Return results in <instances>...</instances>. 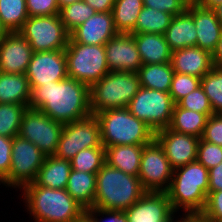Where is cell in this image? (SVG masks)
<instances>
[{
  "instance_id": "cell-35",
  "label": "cell",
  "mask_w": 222,
  "mask_h": 222,
  "mask_svg": "<svg viewBox=\"0 0 222 222\" xmlns=\"http://www.w3.org/2000/svg\"><path fill=\"white\" fill-rule=\"evenodd\" d=\"M201 87L214 113H222V67H213L201 78Z\"/></svg>"
},
{
  "instance_id": "cell-28",
  "label": "cell",
  "mask_w": 222,
  "mask_h": 222,
  "mask_svg": "<svg viewBox=\"0 0 222 222\" xmlns=\"http://www.w3.org/2000/svg\"><path fill=\"white\" fill-rule=\"evenodd\" d=\"M207 119L208 117L204 113L184 109L175 104L168 128L179 133L201 138Z\"/></svg>"
},
{
  "instance_id": "cell-17",
  "label": "cell",
  "mask_w": 222,
  "mask_h": 222,
  "mask_svg": "<svg viewBox=\"0 0 222 222\" xmlns=\"http://www.w3.org/2000/svg\"><path fill=\"white\" fill-rule=\"evenodd\" d=\"M104 46L109 71L137 72L143 65L135 39L130 33H118Z\"/></svg>"
},
{
  "instance_id": "cell-14",
  "label": "cell",
  "mask_w": 222,
  "mask_h": 222,
  "mask_svg": "<svg viewBox=\"0 0 222 222\" xmlns=\"http://www.w3.org/2000/svg\"><path fill=\"white\" fill-rule=\"evenodd\" d=\"M25 74L30 87L67 78V60L64 50L33 52Z\"/></svg>"
},
{
  "instance_id": "cell-5",
  "label": "cell",
  "mask_w": 222,
  "mask_h": 222,
  "mask_svg": "<svg viewBox=\"0 0 222 222\" xmlns=\"http://www.w3.org/2000/svg\"><path fill=\"white\" fill-rule=\"evenodd\" d=\"M101 143L106 148L117 145H147L155 139L154 131L132 115L128 108L109 109L95 114Z\"/></svg>"
},
{
  "instance_id": "cell-47",
  "label": "cell",
  "mask_w": 222,
  "mask_h": 222,
  "mask_svg": "<svg viewBox=\"0 0 222 222\" xmlns=\"http://www.w3.org/2000/svg\"><path fill=\"white\" fill-rule=\"evenodd\" d=\"M96 12H112L115 0H83Z\"/></svg>"
},
{
  "instance_id": "cell-39",
  "label": "cell",
  "mask_w": 222,
  "mask_h": 222,
  "mask_svg": "<svg viewBox=\"0 0 222 222\" xmlns=\"http://www.w3.org/2000/svg\"><path fill=\"white\" fill-rule=\"evenodd\" d=\"M208 170L222 162V147L200 138L197 148V159Z\"/></svg>"
},
{
  "instance_id": "cell-15",
  "label": "cell",
  "mask_w": 222,
  "mask_h": 222,
  "mask_svg": "<svg viewBox=\"0 0 222 222\" xmlns=\"http://www.w3.org/2000/svg\"><path fill=\"white\" fill-rule=\"evenodd\" d=\"M155 140L163 148L173 169L185 166L197 159L200 138L165 128L155 133Z\"/></svg>"
},
{
  "instance_id": "cell-12",
  "label": "cell",
  "mask_w": 222,
  "mask_h": 222,
  "mask_svg": "<svg viewBox=\"0 0 222 222\" xmlns=\"http://www.w3.org/2000/svg\"><path fill=\"white\" fill-rule=\"evenodd\" d=\"M104 147L101 143L100 126L95 115L64 124L56 157L71 160L86 148Z\"/></svg>"
},
{
  "instance_id": "cell-42",
  "label": "cell",
  "mask_w": 222,
  "mask_h": 222,
  "mask_svg": "<svg viewBox=\"0 0 222 222\" xmlns=\"http://www.w3.org/2000/svg\"><path fill=\"white\" fill-rule=\"evenodd\" d=\"M26 7L29 17L59 14L57 0H26Z\"/></svg>"
},
{
  "instance_id": "cell-24",
  "label": "cell",
  "mask_w": 222,
  "mask_h": 222,
  "mask_svg": "<svg viewBox=\"0 0 222 222\" xmlns=\"http://www.w3.org/2000/svg\"><path fill=\"white\" fill-rule=\"evenodd\" d=\"M144 145H117L105 148L106 163L122 172L138 176Z\"/></svg>"
},
{
  "instance_id": "cell-9",
  "label": "cell",
  "mask_w": 222,
  "mask_h": 222,
  "mask_svg": "<svg viewBox=\"0 0 222 222\" xmlns=\"http://www.w3.org/2000/svg\"><path fill=\"white\" fill-rule=\"evenodd\" d=\"M11 167L8 176L0 183L21 190L34 182L46 156L29 140L16 136L12 138Z\"/></svg>"
},
{
  "instance_id": "cell-50",
  "label": "cell",
  "mask_w": 222,
  "mask_h": 222,
  "mask_svg": "<svg viewBox=\"0 0 222 222\" xmlns=\"http://www.w3.org/2000/svg\"><path fill=\"white\" fill-rule=\"evenodd\" d=\"M195 3L201 7L213 9L221 4L222 0H197Z\"/></svg>"
},
{
  "instance_id": "cell-43",
  "label": "cell",
  "mask_w": 222,
  "mask_h": 222,
  "mask_svg": "<svg viewBox=\"0 0 222 222\" xmlns=\"http://www.w3.org/2000/svg\"><path fill=\"white\" fill-rule=\"evenodd\" d=\"M188 4L187 0H143V6L167 12L173 16L184 12Z\"/></svg>"
},
{
  "instance_id": "cell-20",
  "label": "cell",
  "mask_w": 222,
  "mask_h": 222,
  "mask_svg": "<svg viewBox=\"0 0 222 222\" xmlns=\"http://www.w3.org/2000/svg\"><path fill=\"white\" fill-rule=\"evenodd\" d=\"M186 10L192 15L195 23L196 46L212 54L222 34V23L213 9L201 7L196 3H189Z\"/></svg>"
},
{
  "instance_id": "cell-53",
  "label": "cell",
  "mask_w": 222,
  "mask_h": 222,
  "mask_svg": "<svg viewBox=\"0 0 222 222\" xmlns=\"http://www.w3.org/2000/svg\"><path fill=\"white\" fill-rule=\"evenodd\" d=\"M213 10L219 21L222 23V3L213 8Z\"/></svg>"
},
{
  "instance_id": "cell-29",
  "label": "cell",
  "mask_w": 222,
  "mask_h": 222,
  "mask_svg": "<svg viewBox=\"0 0 222 222\" xmlns=\"http://www.w3.org/2000/svg\"><path fill=\"white\" fill-rule=\"evenodd\" d=\"M141 87L169 93L174 70L171 62L145 64L137 71Z\"/></svg>"
},
{
  "instance_id": "cell-18",
  "label": "cell",
  "mask_w": 222,
  "mask_h": 222,
  "mask_svg": "<svg viewBox=\"0 0 222 222\" xmlns=\"http://www.w3.org/2000/svg\"><path fill=\"white\" fill-rule=\"evenodd\" d=\"M33 50L29 42L19 33H9L0 42V72L25 74Z\"/></svg>"
},
{
  "instance_id": "cell-46",
  "label": "cell",
  "mask_w": 222,
  "mask_h": 222,
  "mask_svg": "<svg viewBox=\"0 0 222 222\" xmlns=\"http://www.w3.org/2000/svg\"><path fill=\"white\" fill-rule=\"evenodd\" d=\"M222 190V162L216 167L209 169V187L208 191Z\"/></svg>"
},
{
  "instance_id": "cell-13",
  "label": "cell",
  "mask_w": 222,
  "mask_h": 222,
  "mask_svg": "<svg viewBox=\"0 0 222 222\" xmlns=\"http://www.w3.org/2000/svg\"><path fill=\"white\" fill-rule=\"evenodd\" d=\"M173 171L163 148L155 139L143 146L138 177L146 191L166 192L170 188Z\"/></svg>"
},
{
  "instance_id": "cell-48",
  "label": "cell",
  "mask_w": 222,
  "mask_h": 222,
  "mask_svg": "<svg viewBox=\"0 0 222 222\" xmlns=\"http://www.w3.org/2000/svg\"><path fill=\"white\" fill-rule=\"evenodd\" d=\"M181 216L180 218H177L176 216L173 215L169 222H205L201 213H184L183 212V215ZM174 218L176 219L174 220Z\"/></svg>"
},
{
  "instance_id": "cell-6",
  "label": "cell",
  "mask_w": 222,
  "mask_h": 222,
  "mask_svg": "<svg viewBox=\"0 0 222 222\" xmlns=\"http://www.w3.org/2000/svg\"><path fill=\"white\" fill-rule=\"evenodd\" d=\"M140 87L137 72L110 71L90 87L92 115L109 109L126 108Z\"/></svg>"
},
{
  "instance_id": "cell-38",
  "label": "cell",
  "mask_w": 222,
  "mask_h": 222,
  "mask_svg": "<svg viewBox=\"0 0 222 222\" xmlns=\"http://www.w3.org/2000/svg\"><path fill=\"white\" fill-rule=\"evenodd\" d=\"M177 105L184 109L204 113L207 117L214 114L208 97L201 86L182 98Z\"/></svg>"
},
{
  "instance_id": "cell-30",
  "label": "cell",
  "mask_w": 222,
  "mask_h": 222,
  "mask_svg": "<svg viewBox=\"0 0 222 222\" xmlns=\"http://www.w3.org/2000/svg\"><path fill=\"white\" fill-rule=\"evenodd\" d=\"M143 0H115L112 14L118 33H131L143 8Z\"/></svg>"
},
{
  "instance_id": "cell-4",
  "label": "cell",
  "mask_w": 222,
  "mask_h": 222,
  "mask_svg": "<svg viewBox=\"0 0 222 222\" xmlns=\"http://www.w3.org/2000/svg\"><path fill=\"white\" fill-rule=\"evenodd\" d=\"M209 187V170L197 160L174 169L170 188L166 191L172 209L177 213H201Z\"/></svg>"
},
{
  "instance_id": "cell-31",
  "label": "cell",
  "mask_w": 222,
  "mask_h": 222,
  "mask_svg": "<svg viewBox=\"0 0 222 222\" xmlns=\"http://www.w3.org/2000/svg\"><path fill=\"white\" fill-rule=\"evenodd\" d=\"M174 16L149 7H143L135 29L130 34L154 33L164 35Z\"/></svg>"
},
{
  "instance_id": "cell-2",
  "label": "cell",
  "mask_w": 222,
  "mask_h": 222,
  "mask_svg": "<svg viewBox=\"0 0 222 222\" xmlns=\"http://www.w3.org/2000/svg\"><path fill=\"white\" fill-rule=\"evenodd\" d=\"M21 191L27 212L35 222H73L86 211L66 189H51L32 182Z\"/></svg>"
},
{
  "instance_id": "cell-22",
  "label": "cell",
  "mask_w": 222,
  "mask_h": 222,
  "mask_svg": "<svg viewBox=\"0 0 222 222\" xmlns=\"http://www.w3.org/2000/svg\"><path fill=\"white\" fill-rule=\"evenodd\" d=\"M197 31L192 15L185 10L175 15L164 33L171 51L194 47L197 42Z\"/></svg>"
},
{
  "instance_id": "cell-51",
  "label": "cell",
  "mask_w": 222,
  "mask_h": 222,
  "mask_svg": "<svg viewBox=\"0 0 222 222\" xmlns=\"http://www.w3.org/2000/svg\"><path fill=\"white\" fill-rule=\"evenodd\" d=\"M77 1H83V0H57L59 9L65 7V6L71 5Z\"/></svg>"
},
{
  "instance_id": "cell-21",
  "label": "cell",
  "mask_w": 222,
  "mask_h": 222,
  "mask_svg": "<svg viewBox=\"0 0 222 222\" xmlns=\"http://www.w3.org/2000/svg\"><path fill=\"white\" fill-rule=\"evenodd\" d=\"M174 72L202 78L213 67L212 54L200 47H186L172 51Z\"/></svg>"
},
{
  "instance_id": "cell-52",
  "label": "cell",
  "mask_w": 222,
  "mask_h": 222,
  "mask_svg": "<svg viewBox=\"0 0 222 222\" xmlns=\"http://www.w3.org/2000/svg\"><path fill=\"white\" fill-rule=\"evenodd\" d=\"M73 222H94V220L86 212H84L78 219Z\"/></svg>"
},
{
  "instance_id": "cell-49",
  "label": "cell",
  "mask_w": 222,
  "mask_h": 222,
  "mask_svg": "<svg viewBox=\"0 0 222 222\" xmlns=\"http://www.w3.org/2000/svg\"><path fill=\"white\" fill-rule=\"evenodd\" d=\"M212 62L215 67H222V34L212 53Z\"/></svg>"
},
{
  "instance_id": "cell-55",
  "label": "cell",
  "mask_w": 222,
  "mask_h": 222,
  "mask_svg": "<svg viewBox=\"0 0 222 222\" xmlns=\"http://www.w3.org/2000/svg\"><path fill=\"white\" fill-rule=\"evenodd\" d=\"M189 3H195L197 0H187Z\"/></svg>"
},
{
  "instance_id": "cell-8",
  "label": "cell",
  "mask_w": 222,
  "mask_h": 222,
  "mask_svg": "<svg viewBox=\"0 0 222 222\" xmlns=\"http://www.w3.org/2000/svg\"><path fill=\"white\" fill-rule=\"evenodd\" d=\"M175 103L169 93L140 87L127 108L156 133L168 128Z\"/></svg>"
},
{
  "instance_id": "cell-44",
  "label": "cell",
  "mask_w": 222,
  "mask_h": 222,
  "mask_svg": "<svg viewBox=\"0 0 222 222\" xmlns=\"http://www.w3.org/2000/svg\"><path fill=\"white\" fill-rule=\"evenodd\" d=\"M12 138L0 135V182H2L9 173L11 167Z\"/></svg>"
},
{
  "instance_id": "cell-36",
  "label": "cell",
  "mask_w": 222,
  "mask_h": 222,
  "mask_svg": "<svg viewBox=\"0 0 222 222\" xmlns=\"http://www.w3.org/2000/svg\"><path fill=\"white\" fill-rule=\"evenodd\" d=\"M96 11L84 1H77L60 9L59 17L65 29L71 33L79 25L83 24Z\"/></svg>"
},
{
  "instance_id": "cell-32",
  "label": "cell",
  "mask_w": 222,
  "mask_h": 222,
  "mask_svg": "<svg viewBox=\"0 0 222 222\" xmlns=\"http://www.w3.org/2000/svg\"><path fill=\"white\" fill-rule=\"evenodd\" d=\"M28 17L26 0H0V20L9 33L19 32Z\"/></svg>"
},
{
  "instance_id": "cell-37",
  "label": "cell",
  "mask_w": 222,
  "mask_h": 222,
  "mask_svg": "<svg viewBox=\"0 0 222 222\" xmlns=\"http://www.w3.org/2000/svg\"><path fill=\"white\" fill-rule=\"evenodd\" d=\"M200 86L201 78L174 72L169 94L174 103L177 104L182 98Z\"/></svg>"
},
{
  "instance_id": "cell-23",
  "label": "cell",
  "mask_w": 222,
  "mask_h": 222,
  "mask_svg": "<svg viewBox=\"0 0 222 222\" xmlns=\"http://www.w3.org/2000/svg\"><path fill=\"white\" fill-rule=\"evenodd\" d=\"M132 35L135 39L143 65L171 62L172 51L164 35L154 33H139Z\"/></svg>"
},
{
  "instance_id": "cell-33",
  "label": "cell",
  "mask_w": 222,
  "mask_h": 222,
  "mask_svg": "<svg viewBox=\"0 0 222 222\" xmlns=\"http://www.w3.org/2000/svg\"><path fill=\"white\" fill-rule=\"evenodd\" d=\"M27 107L15 103L0 104V135L14 138L19 134L22 116Z\"/></svg>"
},
{
  "instance_id": "cell-1",
  "label": "cell",
  "mask_w": 222,
  "mask_h": 222,
  "mask_svg": "<svg viewBox=\"0 0 222 222\" xmlns=\"http://www.w3.org/2000/svg\"><path fill=\"white\" fill-rule=\"evenodd\" d=\"M30 89L29 108L40 110L55 121L66 124L92 114L90 87L73 78L51 81Z\"/></svg>"
},
{
  "instance_id": "cell-11",
  "label": "cell",
  "mask_w": 222,
  "mask_h": 222,
  "mask_svg": "<svg viewBox=\"0 0 222 222\" xmlns=\"http://www.w3.org/2000/svg\"><path fill=\"white\" fill-rule=\"evenodd\" d=\"M63 127V123L28 107L22 116L18 136L35 144L45 156H52L56 153Z\"/></svg>"
},
{
  "instance_id": "cell-40",
  "label": "cell",
  "mask_w": 222,
  "mask_h": 222,
  "mask_svg": "<svg viewBox=\"0 0 222 222\" xmlns=\"http://www.w3.org/2000/svg\"><path fill=\"white\" fill-rule=\"evenodd\" d=\"M201 214L205 222L222 220V190L208 191L207 201Z\"/></svg>"
},
{
  "instance_id": "cell-34",
  "label": "cell",
  "mask_w": 222,
  "mask_h": 222,
  "mask_svg": "<svg viewBox=\"0 0 222 222\" xmlns=\"http://www.w3.org/2000/svg\"><path fill=\"white\" fill-rule=\"evenodd\" d=\"M70 163L72 170L97 173L106 163L105 147L83 149L70 160Z\"/></svg>"
},
{
  "instance_id": "cell-45",
  "label": "cell",
  "mask_w": 222,
  "mask_h": 222,
  "mask_svg": "<svg viewBox=\"0 0 222 222\" xmlns=\"http://www.w3.org/2000/svg\"><path fill=\"white\" fill-rule=\"evenodd\" d=\"M94 222H127L123 211L105 210L98 208H89L85 211ZM102 216V218L99 217ZM105 216V220L103 217Z\"/></svg>"
},
{
  "instance_id": "cell-10",
  "label": "cell",
  "mask_w": 222,
  "mask_h": 222,
  "mask_svg": "<svg viewBox=\"0 0 222 222\" xmlns=\"http://www.w3.org/2000/svg\"><path fill=\"white\" fill-rule=\"evenodd\" d=\"M19 33L33 52L65 50L70 38L59 14L28 17Z\"/></svg>"
},
{
  "instance_id": "cell-7",
  "label": "cell",
  "mask_w": 222,
  "mask_h": 222,
  "mask_svg": "<svg viewBox=\"0 0 222 222\" xmlns=\"http://www.w3.org/2000/svg\"><path fill=\"white\" fill-rule=\"evenodd\" d=\"M64 52L68 77L89 87L110 72L104 45L80 44L70 37Z\"/></svg>"
},
{
  "instance_id": "cell-19",
  "label": "cell",
  "mask_w": 222,
  "mask_h": 222,
  "mask_svg": "<svg viewBox=\"0 0 222 222\" xmlns=\"http://www.w3.org/2000/svg\"><path fill=\"white\" fill-rule=\"evenodd\" d=\"M118 34L112 12H96L70 33L76 42L85 45H105Z\"/></svg>"
},
{
  "instance_id": "cell-27",
  "label": "cell",
  "mask_w": 222,
  "mask_h": 222,
  "mask_svg": "<svg viewBox=\"0 0 222 222\" xmlns=\"http://www.w3.org/2000/svg\"><path fill=\"white\" fill-rule=\"evenodd\" d=\"M96 174L71 170L66 191L85 209L93 207L96 192Z\"/></svg>"
},
{
  "instance_id": "cell-3",
  "label": "cell",
  "mask_w": 222,
  "mask_h": 222,
  "mask_svg": "<svg viewBox=\"0 0 222 222\" xmlns=\"http://www.w3.org/2000/svg\"><path fill=\"white\" fill-rule=\"evenodd\" d=\"M146 192L138 176L126 174L105 163L96 174L92 208L125 211Z\"/></svg>"
},
{
  "instance_id": "cell-16",
  "label": "cell",
  "mask_w": 222,
  "mask_h": 222,
  "mask_svg": "<svg viewBox=\"0 0 222 222\" xmlns=\"http://www.w3.org/2000/svg\"><path fill=\"white\" fill-rule=\"evenodd\" d=\"M123 214L127 222H169L178 213L172 209L167 192L147 191Z\"/></svg>"
},
{
  "instance_id": "cell-26",
  "label": "cell",
  "mask_w": 222,
  "mask_h": 222,
  "mask_svg": "<svg viewBox=\"0 0 222 222\" xmlns=\"http://www.w3.org/2000/svg\"><path fill=\"white\" fill-rule=\"evenodd\" d=\"M31 89L26 74L0 72V104L15 103L29 107Z\"/></svg>"
},
{
  "instance_id": "cell-25",
  "label": "cell",
  "mask_w": 222,
  "mask_h": 222,
  "mask_svg": "<svg viewBox=\"0 0 222 222\" xmlns=\"http://www.w3.org/2000/svg\"><path fill=\"white\" fill-rule=\"evenodd\" d=\"M72 167L69 160L46 156L34 183L51 189H66Z\"/></svg>"
},
{
  "instance_id": "cell-54",
  "label": "cell",
  "mask_w": 222,
  "mask_h": 222,
  "mask_svg": "<svg viewBox=\"0 0 222 222\" xmlns=\"http://www.w3.org/2000/svg\"><path fill=\"white\" fill-rule=\"evenodd\" d=\"M9 34L8 30L3 26L0 20V42Z\"/></svg>"
},
{
  "instance_id": "cell-41",
  "label": "cell",
  "mask_w": 222,
  "mask_h": 222,
  "mask_svg": "<svg viewBox=\"0 0 222 222\" xmlns=\"http://www.w3.org/2000/svg\"><path fill=\"white\" fill-rule=\"evenodd\" d=\"M201 139L222 147V113L208 117Z\"/></svg>"
}]
</instances>
